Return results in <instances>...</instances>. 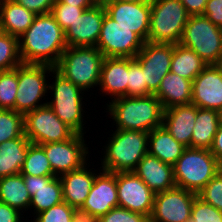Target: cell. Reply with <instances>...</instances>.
I'll list each match as a JSON object with an SVG mask.
<instances>
[{
    "label": "cell",
    "mask_w": 222,
    "mask_h": 222,
    "mask_svg": "<svg viewBox=\"0 0 222 222\" xmlns=\"http://www.w3.org/2000/svg\"><path fill=\"white\" fill-rule=\"evenodd\" d=\"M197 196L177 186L156 193L150 222H190L192 205Z\"/></svg>",
    "instance_id": "4fadbf2b"
},
{
    "label": "cell",
    "mask_w": 222,
    "mask_h": 222,
    "mask_svg": "<svg viewBox=\"0 0 222 222\" xmlns=\"http://www.w3.org/2000/svg\"><path fill=\"white\" fill-rule=\"evenodd\" d=\"M0 202L25 213L27 221L31 196L22 174L0 178Z\"/></svg>",
    "instance_id": "f1b7e54d"
},
{
    "label": "cell",
    "mask_w": 222,
    "mask_h": 222,
    "mask_svg": "<svg viewBox=\"0 0 222 222\" xmlns=\"http://www.w3.org/2000/svg\"><path fill=\"white\" fill-rule=\"evenodd\" d=\"M86 137L88 135L75 133L66 141L40 145L56 176L77 170L93 160L92 157L95 155H90L92 153L89 146L91 142L87 143Z\"/></svg>",
    "instance_id": "30bf717a"
},
{
    "label": "cell",
    "mask_w": 222,
    "mask_h": 222,
    "mask_svg": "<svg viewBox=\"0 0 222 222\" xmlns=\"http://www.w3.org/2000/svg\"><path fill=\"white\" fill-rule=\"evenodd\" d=\"M155 193L134 172H117L118 206L150 218Z\"/></svg>",
    "instance_id": "5bb4252c"
},
{
    "label": "cell",
    "mask_w": 222,
    "mask_h": 222,
    "mask_svg": "<svg viewBox=\"0 0 222 222\" xmlns=\"http://www.w3.org/2000/svg\"><path fill=\"white\" fill-rule=\"evenodd\" d=\"M220 123H222V108L218 111Z\"/></svg>",
    "instance_id": "816d5d0a"
},
{
    "label": "cell",
    "mask_w": 222,
    "mask_h": 222,
    "mask_svg": "<svg viewBox=\"0 0 222 222\" xmlns=\"http://www.w3.org/2000/svg\"><path fill=\"white\" fill-rule=\"evenodd\" d=\"M27 10L34 12L36 15L51 13L52 7L56 0H14Z\"/></svg>",
    "instance_id": "b9f144b4"
},
{
    "label": "cell",
    "mask_w": 222,
    "mask_h": 222,
    "mask_svg": "<svg viewBox=\"0 0 222 222\" xmlns=\"http://www.w3.org/2000/svg\"><path fill=\"white\" fill-rule=\"evenodd\" d=\"M209 150L222 165V123H220L218 127L217 133L213 139L212 146Z\"/></svg>",
    "instance_id": "bcb514c9"
},
{
    "label": "cell",
    "mask_w": 222,
    "mask_h": 222,
    "mask_svg": "<svg viewBox=\"0 0 222 222\" xmlns=\"http://www.w3.org/2000/svg\"><path fill=\"white\" fill-rule=\"evenodd\" d=\"M103 133L106 141L102 143L94 141V144H103L101 147V156L98 163L100 168L107 172H133L139 161L148 154L149 132L136 130L111 129ZM101 153V155H100ZM103 155V156H102Z\"/></svg>",
    "instance_id": "3957f363"
},
{
    "label": "cell",
    "mask_w": 222,
    "mask_h": 222,
    "mask_svg": "<svg viewBox=\"0 0 222 222\" xmlns=\"http://www.w3.org/2000/svg\"><path fill=\"white\" fill-rule=\"evenodd\" d=\"M106 13L119 25L129 28L147 42L151 2H120L111 0L105 5Z\"/></svg>",
    "instance_id": "d6986e66"
},
{
    "label": "cell",
    "mask_w": 222,
    "mask_h": 222,
    "mask_svg": "<svg viewBox=\"0 0 222 222\" xmlns=\"http://www.w3.org/2000/svg\"><path fill=\"white\" fill-rule=\"evenodd\" d=\"M93 5H103L105 6L111 0H90Z\"/></svg>",
    "instance_id": "681fc988"
},
{
    "label": "cell",
    "mask_w": 222,
    "mask_h": 222,
    "mask_svg": "<svg viewBox=\"0 0 222 222\" xmlns=\"http://www.w3.org/2000/svg\"><path fill=\"white\" fill-rule=\"evenodd\" d=\"M193 81L169 72L154 95L160 100L164 110L176 105H188L192 101Z\"/></svg>",
    "instance_id": "d4e9b609"
},
{
    "label": "cell",
    "mask_w": 222,
    "mask_h": 222,
    "mask_svg": "<svg viewBox=\"0 0 222 222\" xmlns=\"http://www.w3.org/2000/svg\"><path fill=\"white\" fill-rule=\"evenodd\" d=\"M19 210L0 202V222H28Z\"/></svg>",
    "instance_id": "ee69618b"
},
{
    "label": "cell",
    "mask_w": 222,
    "mask_h": 222,
    "mask_svg": "<svg viewBox=\"0 0 222 222\" xmlns=\"http://www.w3.org/2000/svg\"><path fill=\"white\" fill-rule=\"evenodd\" d=\"M145 41L105 13L96 47L104 57L135 58Z\"/></svg>",
    "instance_id": "7c38bea8"
},
{
    "label": "cell",
    "mask_w": 222,
    "mask_h": 222,
    "mask_svg": "<svg viewBox=\"0 0 222 222\" xmlns=\"http://www.w3.org/2000/svg\"><path fill=\"white\" fill-rule=\"evenodd\" d=\"M198 107L176 105L164 110L162 126L184 146L191 148V139Z\"/></svg>",
    "instance_id": "603a6c76"
},
{
    "label": "cell",
    "mask_w": 222,
    "mask_h": 222,
    "mask_svg": "<svg viewBox=\"0 0 222 222\" xmlns=\"http://www.w3.org/2000/svg\"><path fill=\"white\" fill-rule=\"evenodd\" d=\"M191 104L219 111L222 108V68L207 65L193 80Z\"/></svg>",
    "instance_id": "2e32d148"
},
{
    "label": "cell",
    "mask_w": 222,
    "mask_h": 222,
    "mask_svg": "<svg viewBox=\"0 0 222 222\" xmlns=\"http://www.w3.org/2000/svg\"><path fill=\"white\" fill-rule=\"evenodd\" d=\"M73 222H99V218L87 210L79 208H73L72 213Z\"/></svg>",
    "instance_id": "7dc6e473"
},
{
    "label": "cell",
    "mask_w": 222,
    "mask_h": 222,
    "mask_svg": "<svg viewBox=\"0 0 222 222\" xmlns=\"http://www.w3.org/2000/svg\"><path fill=\"white\" fill-rule=\"evenodd\" d=\"M73 207L66 202L54 205L53 207L37 214L34 218L29 219L28 222H73L72 219Z\"/></svg>",
    "instance_id": "f35d334b"
},
{
    "label": "cell",
    "mask_w": 222,
    "mask_h": 222,
    "mask_svg": "<svg viewBox=\"0 0 222 222\" xmlns=\"http://www.w3.org/2000/svg\"><path fill=\"white\" fill-rule=\"evenodd\" d=\"M18 86V66L15 69L0 71V109L15 110Z\"/></svg>",
    "instance_id": "e575fe53"
},
{
    "label": "cell",
    "mask_w": 222,
    "mask_h": 222,
    "mask_svg": "<svg viewBox=\"0 0 222 222\" xmlns=\"http://www.w3.org/2000/svg\"><path fill=\"white\" fill-rule=\"evenodd\" d=\"M94 162L89 161L83 167L59 176L63 201L73 208L83 206L91 190L95 176L102 170L97 164L95 166ZM97 166L99 169H95Z\"/></svg>",
    "instance_id": "44dd1931"
},
{
    "label": "cell",
    "mask_w": 222,
    "mask_h": 222,
    "mask_svg": "<svg viewBox=\"0 0 222 222\" xmlns=\"http://www.w3.org/2000/svg\"><path fill=\"white\" fill-rule=\"evenodd\" d=\"M208 0H180L190 16L202 15Z\"/></svg>",
    "instance_id": "f6af8a7d"
},
{
    "label": "cell",
    "mask_w": 222,
    "mask_h": 222,
    "mask_svg": "<svg viewBox=\"0 0 222 222\" xmlns=\"http://www.w3.org/2000/svg\"><path fill=\"white\" fill-rule=\"evenodd\" d=\"M115 207H118L117 173L101 170L81 208L99 218Z\"/></svg>",
    "instance_id": "ffe728a7"
},
{
    "label": "cell",
    "mask_w": 222,
    "mask_h": 222,
    "mask_svg": "<svg viewBox=\"0 0 222 222\" xmlns=\"http://www.w3.org/2000/svg\"><path fill=\"white\" fill-rule=\"evenodd\" d=\"M221 169L209 149L187 147L173 165L175 184L198 194Z\"/></svg>",
    "instance_id": "8992f818"
},
{
    "label": "cell",
    "mask_w": 222,
    "mask_h": 222,
    "mask_svg": "<svg viewBox=\"0 0 222 222\" xmlns=\"http://www.w3.org/2000/svg\"><path fill=\"white\" fill-rule=\"evenodd\" d=\"M55 67L43 64L18 65L15 111L22 113L44 106L48 101V82Z\"/></svg>",
    "instance_id": "ba28073f"
},
{
    "label": "cell",
    "mask_w": 222,
    "mask_h": 222,
    "mask_svg": "<svg viewBox=\"0 0 222 222\" xmlns=\"http://www.w3.org/2000/svg\"><path fill=\"white\" fill-rule=\"evenodd\" d=\"M22 63L55 67L67 48L65 32L51 13L39 14L18 38Z\"/></svg>",
    "instance_id": "6da1fadb"
},
{
    "label": "cell",
    "mask_w": 222,
    "mask_h": 222,
    "mask_svg": "<svg viewBox=\"0 0 222 222\" xmlns=\"http://www.w3.org/2000/svg\"><path fill=\"white\" fill-rule=\"evenodd\" d=\"M187 147L177 142L163 127L153 129L148 137V154L174 165Z\"/></svg>",
    "instance_id": "4316f807"
},
{
    "label": "cell",
    "mask_w": 222,
    "mask_h": 222,
    "mask_svg": "<svg viewBox=\"0 0 222 222\" xmlns=\"http://www.w3.org/2000/svg\"><path fill=\"white\" fill-rule=\"evenodd\" d=\"M23 178L31 196L29 206L31 214L27 220L63 201L59 176L23 175Z\"/></svg>",
    "instance_id": "ac0fdd59"
},
{
    "label": "cell",
    "mask_w": 222,
    "mask_h": 222,
    "mask_svg": "<svg viewBox=\"0 0 222 222\" xmlns=\"http://www.w3.org/2000/svg\"><path fill=\"white\" fill-rule=\"evenodd\" d=\"M156 194L176 186L173 165L146 154L133 171Z\"/></svg>",
    "instance_id": "cb8c5ba5"
},
{
    "label": "cell",
    "mask_w": 222,
    "mask_h": 222,
    "mask_svg": "<svg viewBox=\"0 0 222 222\" xmlns=\"http://www.w3.org/2000/svg\"><path fill=\"white\" fill-rule=\"evenodd\" d=\"M120 2H132V3H141V2H151V0H116Z\"/></svg>",
    "instance_id": "f907efd6"
},
{
    "label": "cell",
    "mask_w": 222,
    "mask_h": 222,
    "mask_svg": "<svg viewBox=\"0 0 222 222\" xmlns=\"http://www.w3.org/2000/svg\"><path fill=\"white\" fill-rule=\"evenodd\" d=\"M36 14L14 0H0V31L19 38L33 23Z\"/></svg>",
    "instance_id": "484cf974"
},
{
    "label": "cell",
    "mask_w": 222,
    "mask_h": 222,
    "mask_svg": "<svg viewBox=\"0 0 222 222\" xmlns=\"http://www.w3.org/2000/svg\"><path fill=\"white\" fill-rule=\"evenodd\" d=\"M219 125L220 119L217 110L198 108L191 148L210 149Z\"/></svg>",
    "instance_id": "f546056e"
},
{
    "label": "cell",
    "mask_w": 222,
    "mask_h": 222,
    "mask_svg": "<svg viewBox=\"0 0 222 222\" xmlns=\"http://www.w3.org/2000/svg\"><path fill=\"white\" fill-rule=\"evenodd\" d=\"M99 222H150L149 217L126 208L115 207L99 217Z\"/></svg>",
    "instance_id": "60d3db41"
},
{
    "label": "cell",
    "mask_w": 222,
    "mask_h": 222,
    "mask_svg": "<svg viewBox=\"0 0 222 222\" xmlns=\"http://www.w3.org/2000/svg\"><path fill=\"white\" fill-rule=\"evenodd\" d=\"M24 134V115L15 110L0 109V144Z\"/></svg>",
    "instance_id": "d6a6232c"
},
{
    "label": "cell",
    "mask_w": 222,
    "mask_h": 222,
    "mask_svg": "<svg viewBox=\"0 0 222 222\" xmlns=\"http://www.w3.org/2000/svg\"><path fill=\"white\" fill-rule=\"evenodd\" d=\"M190 222H222V211L197 196L192 205Z\"/></svg>",
    "instance_id": "ab89813d"
},
{
    "label": "cell",
    "mask_w": 222,
    "mask_h": 222,
    "mask_svg": "<svg viewBox=\"0 0 222 222\" xmlns=\"http://www.w3.org/2000/svg\"><path fill=\"white\" fill-rule=\"evenodd\" d=\"M24 133L31 143L38 145L63 142L75 134L48 104L24 114Z\"/></svg>",
    "instance_id": "8fae6325"
},
{
    "label": "cell",
    "mask_w": 222,
    "mask_h": 222,
    "mask_svg": "<svg viewBox=\"0 0 222 222\" xmlns=\"http://www.w3.org/2000/svg\"><path fill=\"white\" fill-rule=\"evenodd\" d=\"M128 85V58L105 57L101 67L98 85V96L107 99L108 102L123 96H127Z\"/></svg>",
    "instance_id": "7402d4cb"
},
{
    "label": "cell",
    "mask_w": 222,
    "mask_h": 222,
    "mask_svg": "<svg viewBox=\"0 0 222 222\" xmlns=\"http://www.w3.org/2000/svg\"><path fill=\"white\" fill-rule=\"evenodd\" d=\"M189 17L180 0H151L147 42L179 43Z\"/></svg>",
    "instance_id": "52a82bcc"
},
{
    "label": "cell",
    "mask_w": 222,
    "mask_h": 222,
    "mask_svg": "<svg viewBox=\"0 0 222 222\" xmlns=\"http://www.w3.org/2000/svg\"><path fill=\"white\" fill-rule=\"evenodd\" d=\"M90 7H76L62 2H55L51 14L64 32L74 23V21Z\"/></svg>",
    "instance_id": "8d00e7d4"
},
{
    "label": "cell",
    "mask_w": 222,
    "mask_h": 222,
    "mask_svg": "<svg viewBox=\"0 0 222 222\" xmlns=\"http://www.w3.org/2000/svg\"><path fill=\"white\" fill-rule=\"evenodd\" d=\"M21 63L19 39L0 31V71L15 69Z\"/></svg>",
    "instance_id": "836d02e7"
},
{
    "label": "cell",
    "mask_w": 222,
    "mask_h": 222,
    "mask_svg": "<svg viewBox=\"0 0 222 222\" xmlns=\"http://www.w3.org/2000/svg\"><path fill=\"white\" fill-rule=\"evenodd\" d=\"M203 15L222 28V0H208Z\"/></svg>",
    "instance_id": "7bdbcfd3"
},
{
    "label": "cell",
    "mask_w": 222,
    "mask_h": 222,
    "mask_svg": "<svg viewBox=\"0 0 222 222\" xmlns=\"http://www.w3.org/2000/svg\"><path fill=\"white\" fill-rule=\"evenodd\" d=\"M208 64L192 49L174 44L170 71L193 81Z\"/></svg>",
    "instance_id": "4dcf8cb0"
},
{
    "label": "cell",
    "mask_w": 222,
    "mask_h": 222,
    "mask_svg": "<svg viewBox=\"0 0 222 222\" xmlns=\"http://www.w3.org/2000/svg\"><path fill=\"white\" fill-rule=\"evenodd\" d=\"M104 58L96 46L67 47L55 69L91 96L94 91L98 90ZM95 88L97 89L93 90Z\"/></svg>",
    "instance_id": "5b68a950"
},
{
    "label": "cell",
    "mask_w": 222,
    "mask_h": 222,
    "mask_svg": "<svg viewBox=\"0 0 222 222\" xmlns=\"http://www.w3.org/2000/svg\"><path fill=\"white\" fill-rule=\"evenodd\" d=\"M101 114L111 118L109 127L122 130L151 132L162 126L164 108L153 94L150 96H123L104 102ZM106 110V111H105ZM110 115V116H109Z\"/></svg>",
    "instance_id": "7a4b0ae2"
},
{
    "label": "cell",
    "mask_w": 222,
    "mask_h": 222,
    "mask_svg": "<svg viewBox=\"0 0 222 222\" xmlns=\"http://www.w3.org/2000/svg\"><path fill=\"white\" fill-rule=\"evenodd\" d=\"M48 96L47 104L54 111L55 115L75 133L87 135V126L85 124H88V121L91 122L92 120L90 119H95L93 116H89L92 115L91 113H93V111H86L88 106L91 107L90 105L92 102L88 100L91 96L87 97V93L85 91L74 85L55 68L52 70L49 77ZM86 119L88 121H86Z\"/></svg>",
    "instance_id": "277c9868"
},
{
    "label": "cell",
    "mask_w": 222,
    "mask_h": 222,
    "mask_svg": "<svg viewBox=\"0 0 222 222\" xmlns=\"http://www.w3.org/2000/svg\"><path fill=\"white\" fill-rule=\"evenodd\" d=\"M153 94L147 86L141 65L134 58H128L127 96H150Z\"/></svg>",
    "instance_id": "d590c367"
},
{
    "label": "cell",
    "mask_w": 222,
    "mask_h": 222,
    "mask_svg": "<svg viewBox=\"0 0 222 222\" xmlns=\"http://www.w3.org/2000/svg\"><path fill=\"white\" fill-rule=\"evenodd\" d=\"M179 43L196 52L208 65L222 61V28L203 14L189 17Z\"/></svg>",
    "instance_id": "9c48e42d"
},
{
    "label": "cell",
    "mask_w": 222,
    "mask_h": 222,
    "mask_svg": "<svg viewBox=\"0 0 222 222\" xmlns=\"http://www.w3.org/2000/svg\"><path fill=\"white\" fill-rule=\"evenodd\" d=\"M20 174L33 176H56L46 157L44 149L31 143L27 149L25 161L21 167Z\"/></svg>",
    "instance_id": "1f68e13d"
},
{
    "label": "cell",
    "mask_w": 222,
    "mask_h": 222,
    "mask_svg": "<svg viewBox=\"0 0 222 222\" xmlns=\"http://www.w3.org/2000/svg\"><path fill=\"white\" fill-rule=\"evenodd\" d=\"M173 50L174 44L145 42L134 58L141 65L147 86L153 93L170 72Z\"/></svg>",
    "instance_id": "9a60e30c"
},
{
    "label": "cell",
    "mask_w": 222,
    "mask_h": 222,
    "mask_svg": "<svg viewBox=\"0 0 222 222\" xmlns=\"http://www.w3.org/2000/svg\"><path fill=\"white\" fill-rule=\"evenodd\" d=\"M30 144L25 134L0 144V178L20 174Z\"/></svg>",
    "instance_id": "83f0119b"
},
{
    "label": "cell",
    "mask_w": 222,
    "mask_h": 222,
    "mask_svg": "<svg viewBox=\"0 0 222 222\" xmlns=\"http://www.w3.org/2000/svg\"><path fill=\"white\" fill-rule=\"evenodd\" d=\"M204 202L222 211V169L197 194Z\"/></svg>",
    "instance_id": "74e56055"
},
{
    "label": "cell",
    "mask_w": 222,
    "mask_h": 222,
    "mask_svg": "<svg viewBox=\"0 0 222 222\" xmlns=\"http://www.w3.org/2000/svg\"><path fill=\"white\" fill-rule=\"evenodd\" d=\"M56 2H62L65 4L76 6V7H92L93 6L90 0H56Z\"/></svg>",
    "instance_id": "c3c4849f"
},
{
    "label": "cell",
    "mask_w": 222,
    "mask_h": 222,
    "mask_svg": "<svg viewBox=\"0 0 222 222\" xmlns=\"http://www.w3.org/2000/svg\"><path fill=\"white\" fill-rule=\"evenodd\" d=\"M105 13L103 5H93L85 9L65 31L67 47L96 46Z\"/></svg>",
    "instance_id": "e0dca14e"
}]
</instances>
